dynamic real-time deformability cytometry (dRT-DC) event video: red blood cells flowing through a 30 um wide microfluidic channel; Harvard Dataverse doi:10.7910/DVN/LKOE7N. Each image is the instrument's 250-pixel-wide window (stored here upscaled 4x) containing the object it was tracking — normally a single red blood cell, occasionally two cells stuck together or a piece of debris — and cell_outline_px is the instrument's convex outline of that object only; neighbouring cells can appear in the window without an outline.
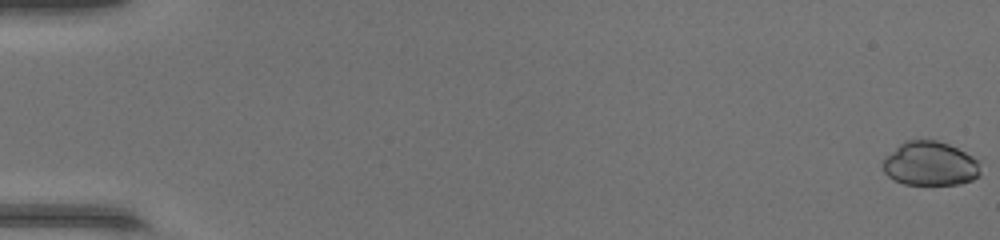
{"species": "common noctule bat (a hibernating species)", "species_latin": "Nyctalus noctula", "temperature_condition": "warm", "stored_images_in_passage": 49, "camera_frame_rate_fps": 3000, "um_per_image_px": 0.085, "animal": {"sex": "female", "body_mass_g": 17.0, "forearm_length_mm": 48.0}, "frame": {"image": 1, "passage_image": 1, "time_ms": 0.0, "image_size_px": [1000, 240], "cell_outline_px": [[980, 176], [972, 180], [960, 184], [904, 184], [892, 180], [884, 172], [880, 164], [884, 156], [904, 140], [936, 140], [948, 144], [972, 156], [976, 160], [980, 172]], "centroid_in_image_um": [78.99, 13.92], "position_along_channel_um": 6.0, "area_um2": 25.26}}
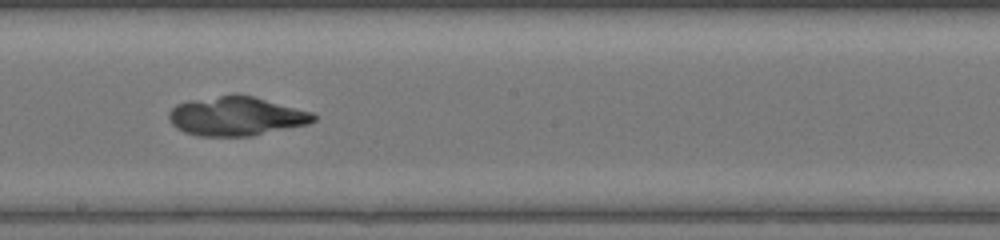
{"frame": {"image": 2, "passage_image": 29, "time_ms": 9.333, "image_size_px": [1000, 240], "cell_outline_px": [[316, 120], [308, 124], [252, 136], [196, 136], [184, 132], [176, 128], [172, 124], [168, 116], [168, 112], [176, 104], [188, 100], [232, 92], [236, 92], [252, 96], [312, 112], [316, 116]], "centroid_in_image_um": [20.04, 9.86], "position_along_channel_um": 228.2, "area_um2": 33.41}}
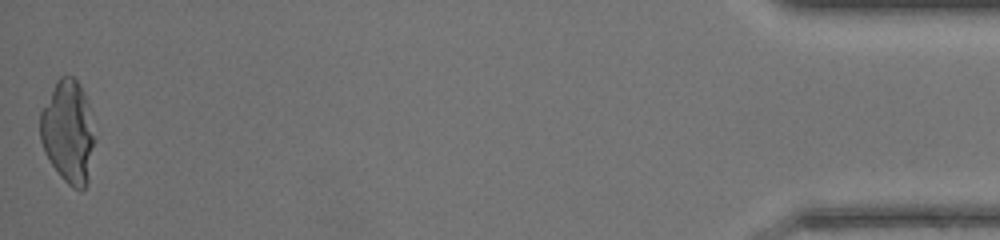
{"frame": {"image": 3, "passage_image": 49, "time_ms": 16.0, "image_size_px": [1000, 240], "cell_outline_px": [[96, 140], [88, 180], [84, 188], [80, 192], [72, 188], [60, 176], [44, 152], [40, 140], [40, 112], [56, 80], [60, 76], [72, 76], [80, 84], [88, 104]], "centroid_in_image_um": [5.8, 11.22], "position_along_channel_um": 429.4, "area_um2": 32.95}}